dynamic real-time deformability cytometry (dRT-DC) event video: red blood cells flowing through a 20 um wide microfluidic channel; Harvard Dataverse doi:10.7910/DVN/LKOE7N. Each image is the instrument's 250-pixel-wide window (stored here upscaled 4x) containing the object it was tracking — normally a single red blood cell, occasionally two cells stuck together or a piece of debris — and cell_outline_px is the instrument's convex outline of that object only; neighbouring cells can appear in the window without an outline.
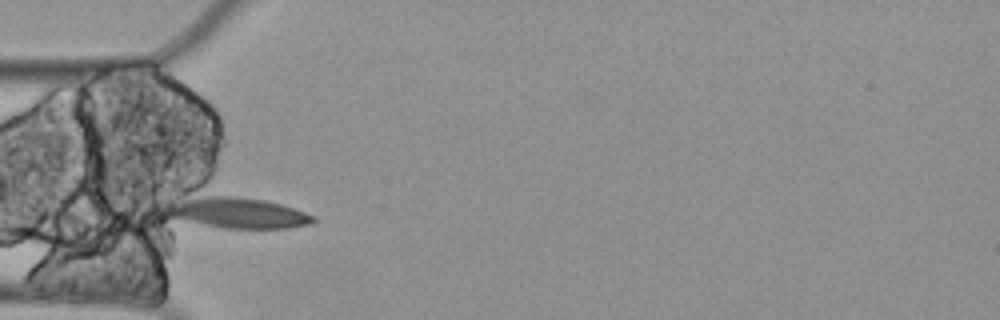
{"species": "Egyptian fruit bat (a non-hibernating species)", "species_latin": "Rousettus aegyptiacus", "temperature_condition": "cold", "stored_images_in_passage": 4, "camera_frame_rate_fps": 3000, "um_per_image_px": 0.085, "animal": {"sex": "female"}, "frame": {"image": 1, "passage_image": 3, "time_ms": 0.667, "image_size_px": [1000, 320], "cell_outline_px": [[316, 220], [312, 224], [288, 228], [224, 228], [204, 224], [168, 216], [164, 204], [168, 200], [196, 184], [264, 200], [280, 204], [304, 212], [312, 216]], "centroid_in_image_um": [19.8, 17.86], "position_along_channel_um": 65.2, "area_um2": 29.88}}
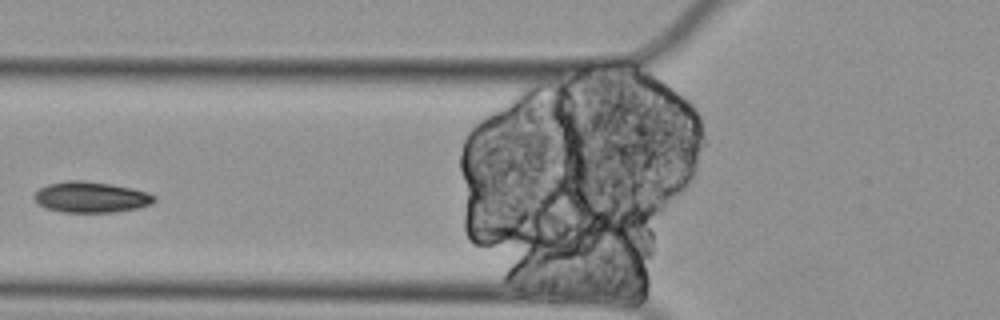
{"frame": {"image": 2, "passage_image": 4, "time_ms": 1.0, "image_size_px": [1000, 320], "cell_outline_px": [[156, 200], [152, 204], [140, 208], [116, 212], [64, 212], [44, 208], [36, 204], [32, 196], [40, 188], [48, 184], [68, 180], [84, 180], [112, 184], [132, 188], [148, 192], [156, 196]], "centroid_in_image_um": [7.74, 16.76], "position_along_channel_um": 118.1, "area_um2": 21.96}}